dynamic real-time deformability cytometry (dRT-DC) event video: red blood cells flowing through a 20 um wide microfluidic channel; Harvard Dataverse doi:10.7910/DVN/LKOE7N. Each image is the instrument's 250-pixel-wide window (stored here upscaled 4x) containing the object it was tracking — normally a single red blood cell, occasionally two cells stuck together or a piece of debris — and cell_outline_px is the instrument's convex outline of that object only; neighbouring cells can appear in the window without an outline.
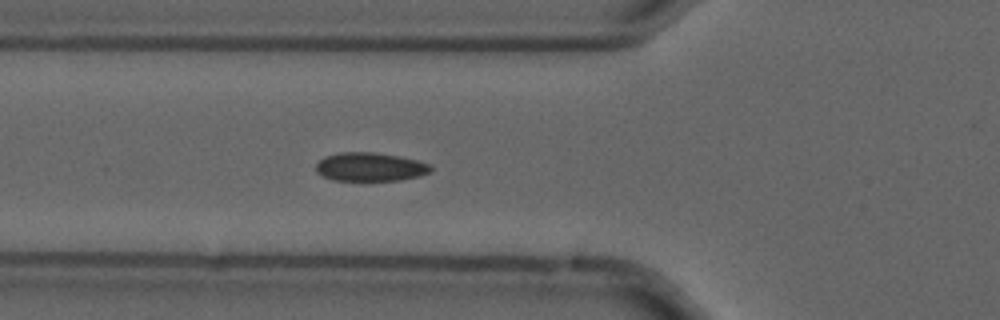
{"species": "common noctule bat (a hibernating species)", "species_latin": "Nyctalus noctula", "temperature_condition": "cold", "stored_images_in_passage": 46, "camera_frame_rate_fps": 3000, "um_per_image_px": 0.085, "animal": {"sex": "male", "forearm_length_mm": 52.5}, "frame": {"image": 1, "passage_image": 14, "time_ms": 4.333, "image_size_px": [1000, 320], "cell_outline_px": [[432, 172], [420, 176], [400, 180], [332, 180], [316, 172], [316, 164], [324, 156], [340, 152], [372, 152], [400, 156], [432, 164]], "centroid_in_image_um": [31.49, 14.18], "position_along_channel_um": 94.3, "area_um2": 19.25}}
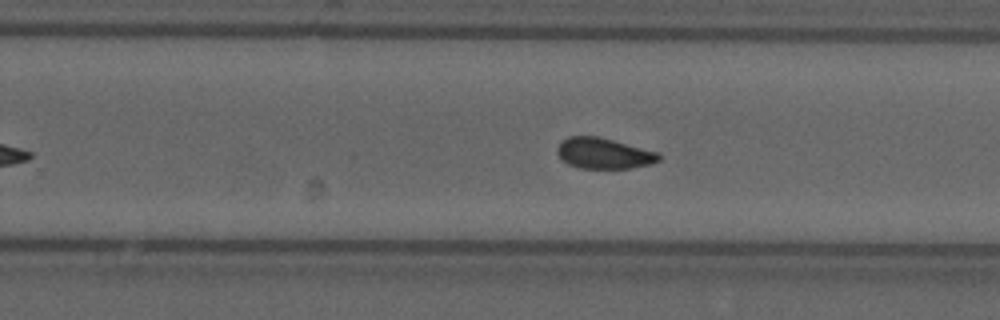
{"frame": {"image": 2, "passage_image": 29, "time_ms": 9.333, "image_size_px": [1000, 320], "cell_outline_px": [[660, 160], [652, 164], [632, 168], [580, 168], [568, 164], [556, 152], [556, 148], [560, 140], [568, 136], [600, 136], [660, 152]], "centroid_in_image_um": [51.34, 13.02], "position_along_channel_um": 278.5, "area_um2": 18.55}}
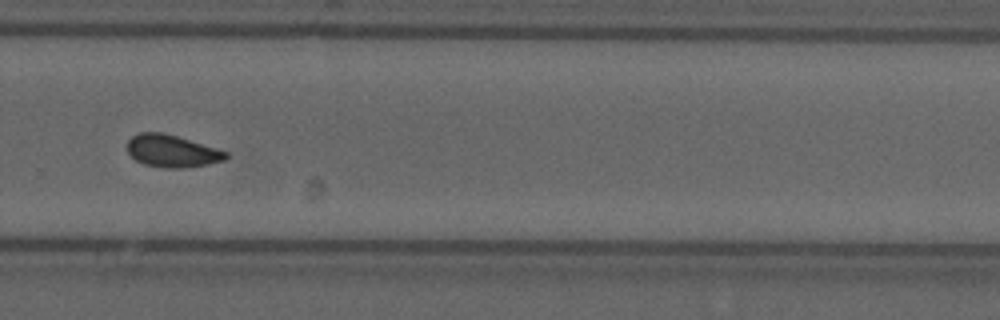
{"frame": {"image": 3, "passage_image": 32, "time_ms": 10.333, "image_size_px": [1000, 320], "cell_outline_px": [[228, 156], [224, 160], [208, 164], [180, 168], [168, 168], [144, 164], [136, 160], [128, 152], [128, 140], [132, 136], [140, 132], [164, 132], [216, 148], [228, 152]], "centroid_in_image_um": [14.61, 12.83], "position_along_channel_um": 315.2, "area_um2": 18.38}, "authors_computed_cell_mechanics": {"area_um2": 18.785, "velocity_mm_per_s": 3.6796, "shape_relaxation_time_tau1_ms": 5.0446, "shape_relaxation_time_tau2_ms": 1.4222, "deformation_change_tau1": 0.0958, "deformation_change_tau2": 0.0531}}